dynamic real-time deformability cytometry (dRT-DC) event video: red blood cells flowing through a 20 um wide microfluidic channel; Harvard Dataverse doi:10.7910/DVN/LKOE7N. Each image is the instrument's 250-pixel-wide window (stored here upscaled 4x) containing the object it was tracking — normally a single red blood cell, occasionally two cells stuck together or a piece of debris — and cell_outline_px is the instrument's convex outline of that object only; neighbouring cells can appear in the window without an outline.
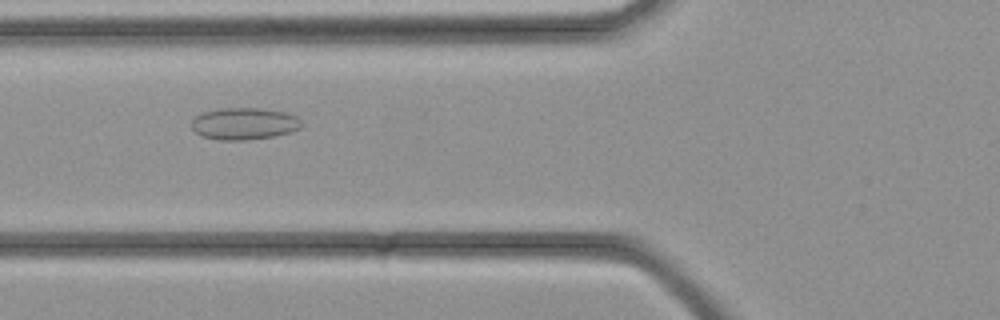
{"species": "common noctule bat (a hibernating species)", "species_latin": "Nyctalus noctula", "temperature_condition": "cold", "stored_images_in_passage": 36, "camera_frame_rate_fps": 3000, "um_per_image_px": 0.085, "animal": {"sex": "female", "body_mass_g": 21.9}, "frame": {"image": 1, "passage_image": 14, "time_ms": 4.333, "image_size_px": [1000, 320], "cell_outline_px": [[300, 128], [276, 136], [248, 140], [216, 140], [200, 136], [192, 128], [192, 120], [196, 116], [204, 112], [220, 108], [260, 108], [284, 112], [296, 116], [300, 120]], "centroid_in_image_um": [20.72, 10.52], "position_along_channel_um": 105.1, "area_um2": 20.46}}
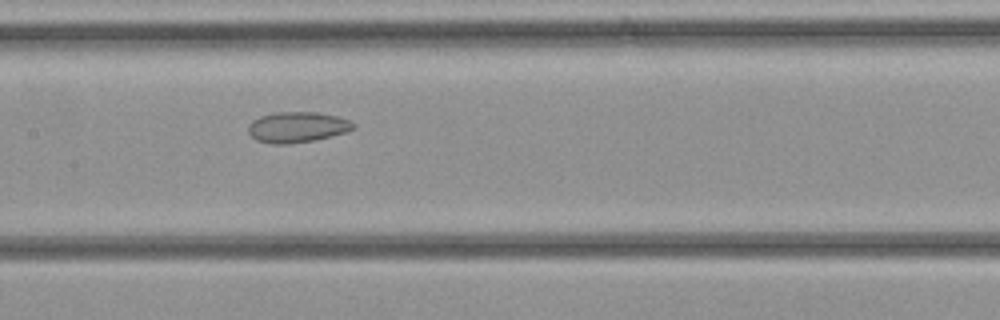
{"frame": {"image": 2, "passage_image": 18, "time_ms": 5.667, "image_size_px": [1000, 320], "cell_outline_px": [[356, 128], [348, 132], [316, 140], [288, 144], [272, 144], [256, 140], [248, 132], [248, 124], [252, 120], [260, 116], [276, 112], [316, 112], [336, 116], [348, 120], [356, 124]], "centroid_in_image_um": [25.27, 10.81], "position_along_channel_um": 182.1, "area_um2": 18.96}}
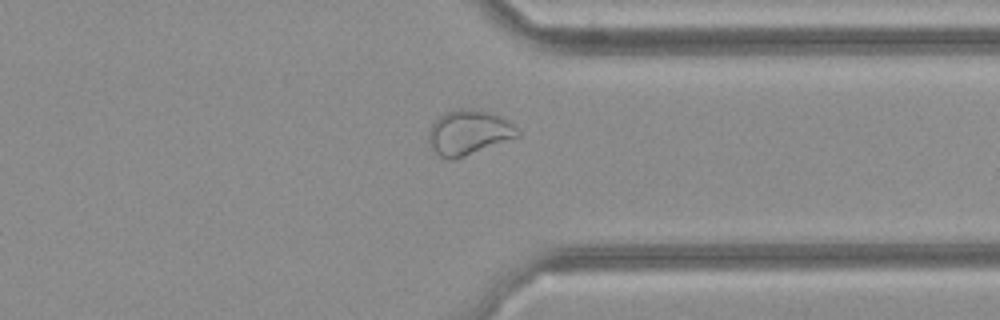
{"frame": {"image": 3, "passage_image": 28, "time_ms": 9.0, "image_size_px": [1000, 320], "cell_outline_px": [[520, 136], [456, 160], [448, 160], [440, 156], [432, 148], [428, 140], [428, 132], [432, 124], [444, 112], [456, 108], [472, 108], [492, 112], [500, 116], [512, 124], [520, 132]], "centroid_in_image_um": [39.83, 11.26], "position_along_channel_um": 371.6, "area_um2": 23.52}}